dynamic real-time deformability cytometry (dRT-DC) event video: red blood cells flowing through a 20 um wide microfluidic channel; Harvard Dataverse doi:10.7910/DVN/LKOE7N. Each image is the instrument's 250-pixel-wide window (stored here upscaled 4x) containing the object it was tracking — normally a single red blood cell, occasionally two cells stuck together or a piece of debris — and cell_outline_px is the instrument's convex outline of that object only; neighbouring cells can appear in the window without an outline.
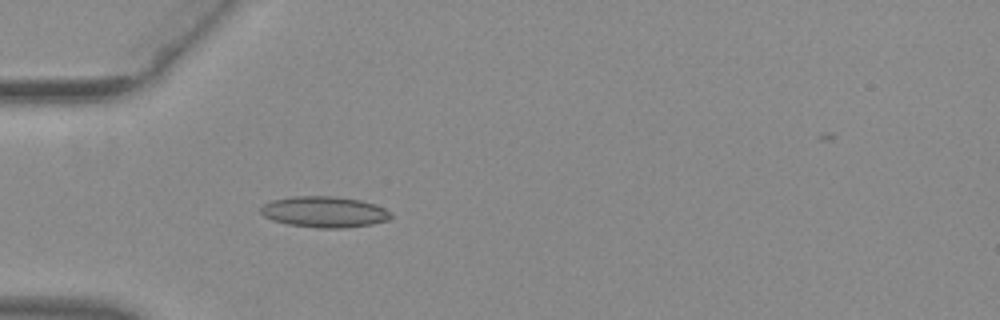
{"species": "common noctule bat (a hibernating species)", "species_latin": "Nyctalus noctula", "temperature_condition": "warm", "stored_images_in_passage": 53, "camera_frame_rate_fps": 3000, "um_per_image_px": 0.085, "animal": {"sex": "female", "body_mass_g": 29.2, "forearm_length_mm": 56.3}, "frame": {"image": 1, "passage_image": 17, "time_ms": 5.333, "image_size_px": [1000, 320], "cell_outline_px": [[392, 216], [388, 220], [372, 224], [344, 228], [316, 228], [288, 224], [272, 220], [264, 216], [260, 212], [260, 208], [264, 204], [272, 200], [292, 196], [336, 196], [360, 200], [376, 204], [392, 212]], "centroid_in_image_um": [27.58, 18.01], "position_along_channel_um": 57.4, "area_um2": 23.7}}
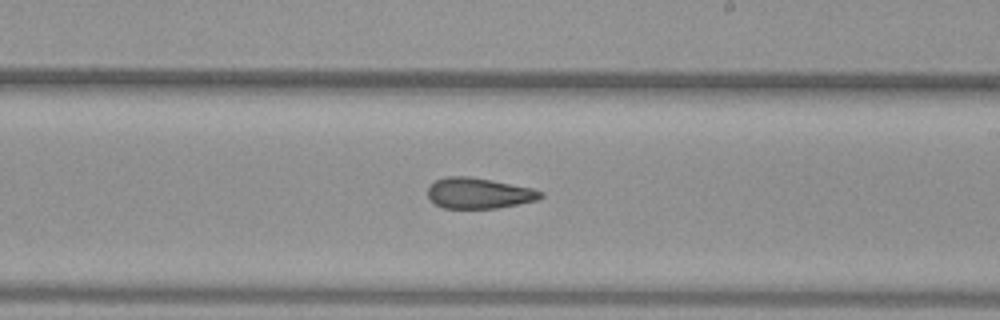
{"frame": {"image": 2, "passage_image": 32, "time_ms": 10.333, "image_size_px": [1000, 320], "cell_outline_px": [[544, 196], [536, 200], [496, 208], [444, 208], [436, 204], [428, 196], [428, 184], [436, 180], [448, 176], [468, 176], [532, 188], [544, 192]], "centroid_in_image_um": [40.68, 16.41], "position_along_channel_um": 248.3, "area_um2": 20.0}}
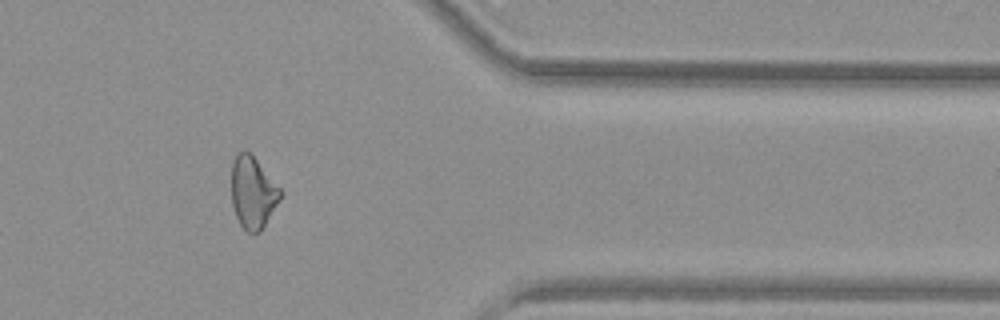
{"frame": {"image": 3, "passage_image": 44, "time_ms": 14.333, "image_size_px": [1000, 320], "cell_outline_px": [[284, 192], [280, 200], [260, 232], [248, 232], [240, 224], [236, 216], [232, 204], [232, 160], [236, 152], [244, 148], [252, 152]], "centroid_in_image_um": [21.5, 16.27], "position_along_channel_um": 389.9, "area_um2": 20.98}, "authors_computed_cell_mechanics": {"area_um2": 21.386, "velocity_mm_per_s": 3.957, "shape_relaxation_time_tau1_ms": null, "shape_relaxation_time_tau2_ms": 3.7823, "deformation_change_tau1": null, "deformation_change_tau2": 0.1305}}